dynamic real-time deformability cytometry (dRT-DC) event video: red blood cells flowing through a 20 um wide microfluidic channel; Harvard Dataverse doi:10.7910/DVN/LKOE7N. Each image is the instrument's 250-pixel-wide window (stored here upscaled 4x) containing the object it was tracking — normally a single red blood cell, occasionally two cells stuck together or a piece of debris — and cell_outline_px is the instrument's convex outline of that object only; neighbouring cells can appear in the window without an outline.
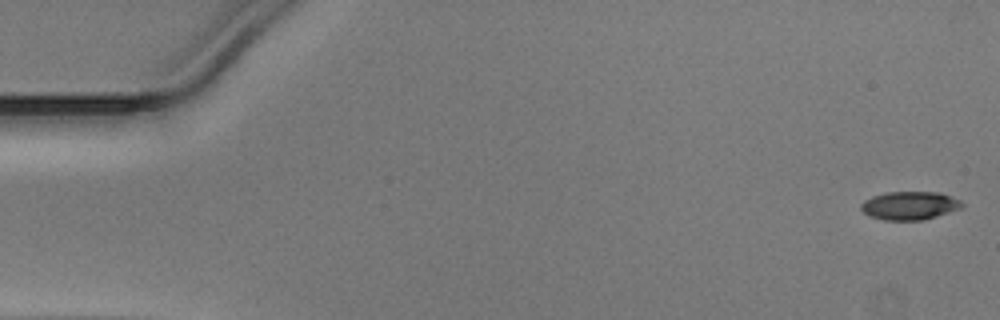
{"species": "Egyptian fruit bat (a non-hibernating species)", "species_latin": "Rousettus aegyptiacus", "temperature_condition": "warm", "stored_images_in_passage": 50, "camera_frame_rate_fps": 3000, "um_per_image_px": 0.085, "animal": {"sex": "male"}, "frame": {"image": 1, "passage_image": 1, "time_ms": 0.0, "image_size_px": [1000, 320], "cell_outline_px": [[964, 204], [960, 208], [924, 220], [884, 220], [868, 216], [860, 208], [860, 204], [864, 200], [872, 196], [888, 192], [940, 192], [952, 196], [960, 200]], "centroid_in_image_um": [77.3, 17.47], "position_along_channel_um": 7.7, "area_um2": 16.7}}
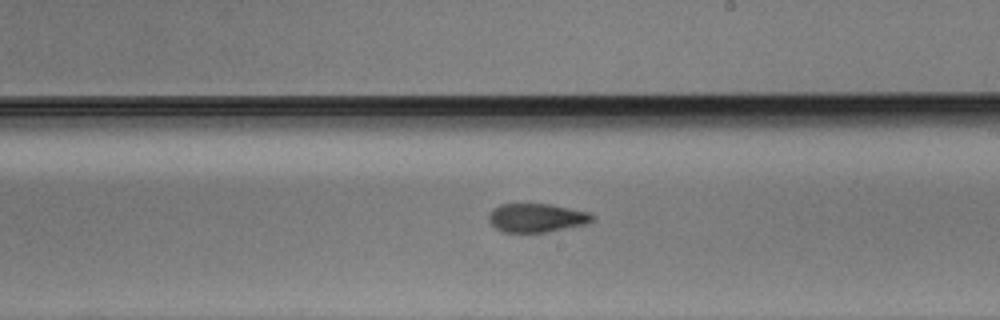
{"frame": {"image": 2, "passage_image": 29, "time_ms": 9.333, "image_size_px": [1000, 320], "cell_outline_px": [[596, 216], [592, 220], [584, 224], [544, 232], [504, 232], [496, 228], [488, 220], [488, 212], [492, 208], [500, 204], [548, 204], [588, 212]], "centroid_in_image_um": [45.55, 18.5], "position_along_channel_um": 243.5, "area_um2": 17.11}}
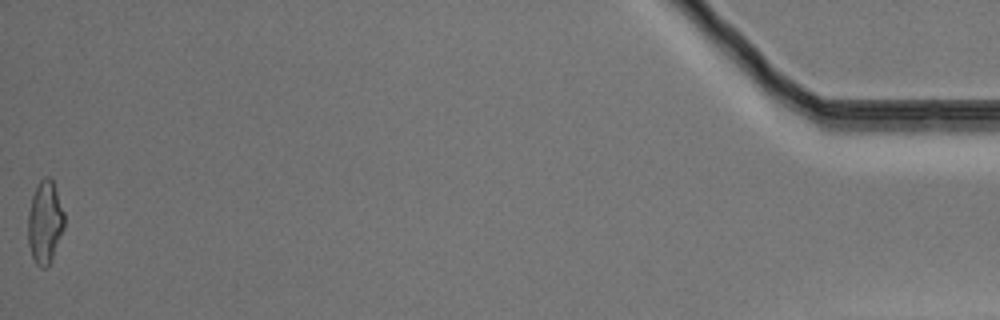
{"frame": {"image": 3, "passage_image": 50, "time_ms": 16.333, "image_size_px": [1000, 320], "cell_outline_px": [[64, 228], [52, 260], [48, 268], [40, 268], [36, 264], [32, 256], [28, 244], [28, 212], [32, 196], [40, 180], [44, 176], [48, 176], [52, 180], [64, 212]], "centroid_in_image_um": [3.82, 18.93], "position_along_channel_um": 431.4, "area_um2": 17.57}}